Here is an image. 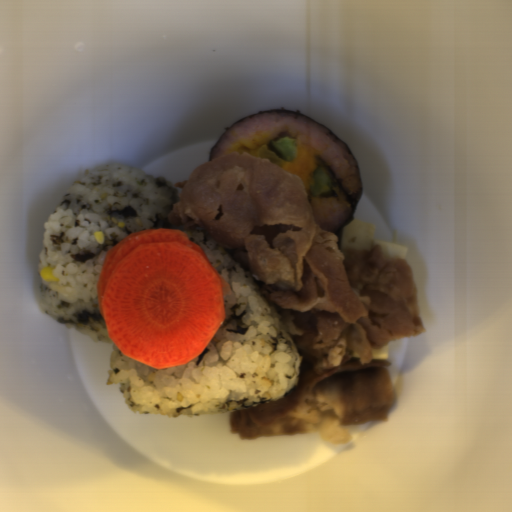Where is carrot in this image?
Segmentation results:
<instances>
[{
	"label": "carrot",
	"instance_id": "carrot-1",
	"mask_svg": "<svg viewBox=\"0 0 512 512\" xmlns=\"http://www.w3.org/2000/svg\"><path fill=\"white\" fill-rule=\"evenodd\" d=\"M232 292L203 248L180 229L131 233L105 256L100 314L121 353L157 369L196 359L225 320Z\"/></svg>",
	"mask_w": 512,
	"mask_h": 512
}]
</instances>
